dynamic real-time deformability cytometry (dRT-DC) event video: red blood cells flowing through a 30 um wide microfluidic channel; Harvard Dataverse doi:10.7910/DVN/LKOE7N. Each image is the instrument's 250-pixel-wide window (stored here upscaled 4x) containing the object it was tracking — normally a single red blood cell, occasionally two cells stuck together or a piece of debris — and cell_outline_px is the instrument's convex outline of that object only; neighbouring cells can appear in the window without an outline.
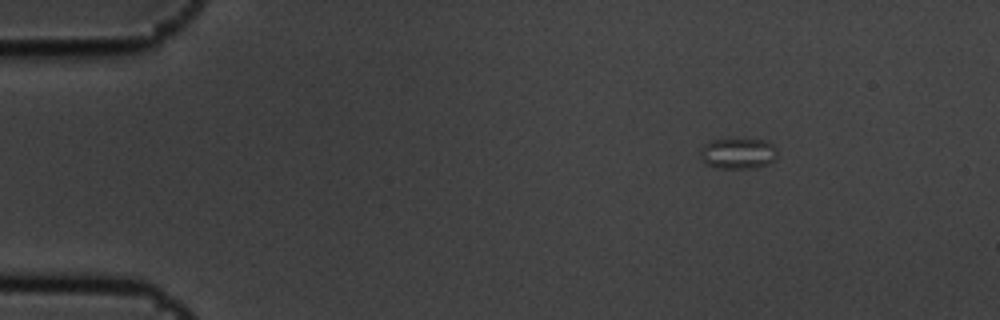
{"species": "common noctule bat (a hibernating species)", "species_latin": "Nyctalus noctula", "temperature_condition": "cold", "stored_images_in_passage": 5, "camera_frame_rate_fps": 3000, "um_per_image_px": 0.085, "animal": {"sex": "male", "body_mass_g": 19.5, "forearm_length_mm": 54.6}, "frame": {"image": 1, "passage_image": 1, "time_ms": 0.0, "image_size_px": [1000, 320], "cell_outline_px": [[776, 156], [768, 164], [752, 168], [720, 168], [708, 164], [700, 160], [700, 148], [704, 144], [712, 140], [764, 140], [772, 144], [776, 148]], "centroid_in_image_um": [62.7, 13.05], "position_along_channel_um": 22.3, "area_um2": 13.58}}